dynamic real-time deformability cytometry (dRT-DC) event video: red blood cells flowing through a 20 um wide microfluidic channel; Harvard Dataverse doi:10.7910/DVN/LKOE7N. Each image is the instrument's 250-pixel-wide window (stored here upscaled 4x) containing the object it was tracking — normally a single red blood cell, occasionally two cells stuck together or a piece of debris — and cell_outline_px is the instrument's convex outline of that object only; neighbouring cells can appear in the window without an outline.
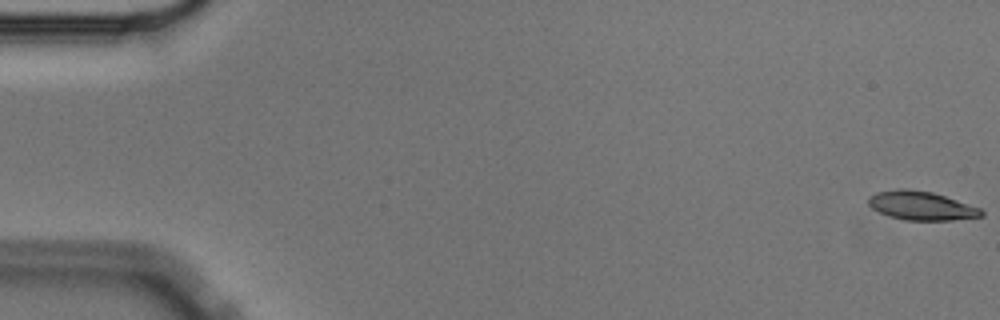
{"species": "Egyptian fruit bat (a non-hibernating species)", "species_latin": "Rousettus aegyptiacus", "temperature_condition": "cold", "stored_images_in_passage": 57, "camera_frame_rate_fps": 3000, "um_per_image_px": 0.085, "animal": {"sex": "male"}, "frame": {"image": 1, "passage_image": 1, "time_ms": 0.0, "image_size_px": [1000, 320], "cell_outline_px": [[984, 216], [952, 220], [904, 220], [880, 212], [872, 208], [868, 204], [868, 196], [876, 192], [896, 188], [904, 188], [932, 192], [980, 208], [984, 212]], "centroid_in_image_um": [78.29, 17.47], "position_along_channel_um": 6.7, "area_um2": 18.84}}
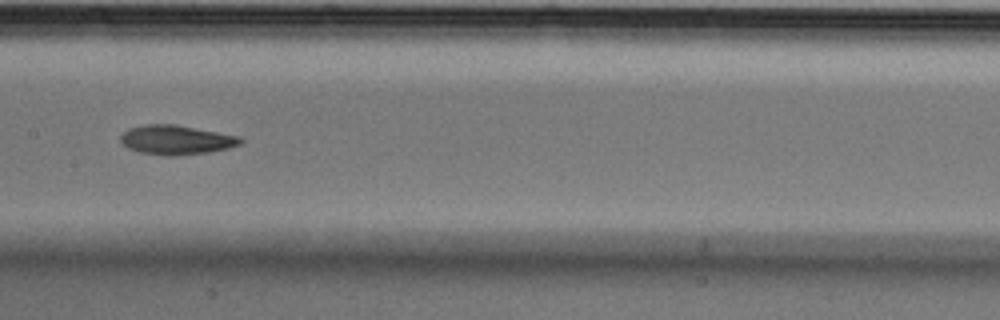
{"frame": {"image": 2, "passage_image": 29, "time_ms": 9.333, "image_size_px": [1000, 320], "cell_outline_px": [[244, 140], [240, 144], [228, 148], [208, 152], [176, 156], [164, 156], [136, 152], [120, 144], [120, 136], [128, 128], [144, 124], [176, 124], [240, 136]], "centroid_in_image_um": [14.94, 11.89], "position_along_channel_um": 192.5, "area_um2": 20.87}}
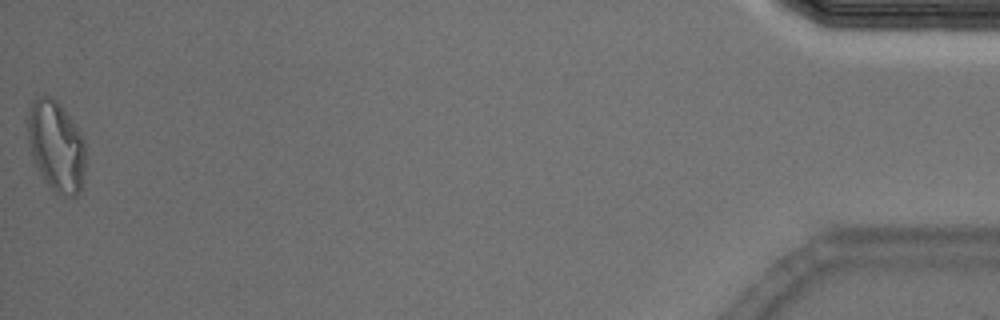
{"frame": {"image": 3, "passage_image": 57, "time_ms": 18.667, "image_size_px": [1000, 320], "cell_outline_px": [[84, 184], [80, 192], [76, 196], [60, 196], [44, 180], [32, 160], [28, 144], [28, 116], [32, 100], [40, 96], [48, 96], [56, 100], [64, 108], [76, 124], [84, 136]], "centroid_in_image_um": [4.79, 12.43], "position_along_channel_um": 430.4, "area_um2": 30.98}, "authors_computed_cell_mechanics": {"area_um2": 20.1144, "velocity_mm_per_s": 3.555, "shape_relaxation_time_tau1_ms": 5.4236, "shape_relaxation_time_tau2_ms": 3.7141, "deformation_change_tau1": 0.163, "deformation_change_tau2": 0.1022}}